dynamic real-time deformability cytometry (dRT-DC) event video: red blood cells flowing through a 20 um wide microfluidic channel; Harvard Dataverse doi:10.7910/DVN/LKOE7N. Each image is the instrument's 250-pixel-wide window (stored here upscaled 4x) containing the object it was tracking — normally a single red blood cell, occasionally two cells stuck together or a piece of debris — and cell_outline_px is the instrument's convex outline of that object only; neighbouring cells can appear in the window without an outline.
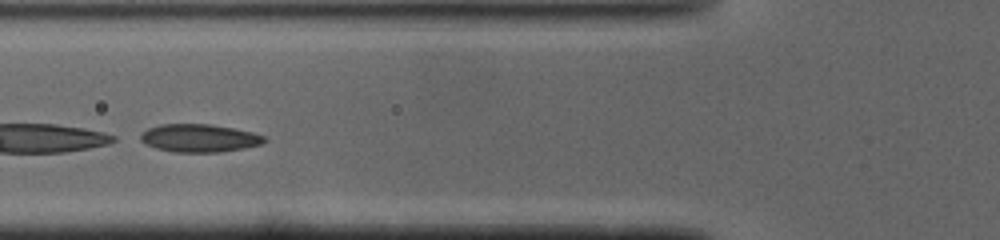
{"species": "common noctule bat (a hibernating species)", "species_latin": "Nyctalus noctula", "temperature_condition": "cold", "stored_images_in_passage": 43, "camera_frame_rate_fps": 3000, "um_per_image_px": 0.085, "animal": {"sex": "male", "body_mass_g": 19.0, "forearm_length_mm": 50.8}, "frame": {"image": 1, "passage_image": 14, "time_ms": 4.333, "image_size_px": [1000, 240], "cell_outline_px": [[268, 140], [260, 144], [244, 148], [220, 152], [172, 152], [156, 148], [140, 140], [140, 136], [148, 128], [160, 124], [212, 124], [252, 132], [264, 136]], "centroid_in_image_um": [16.95, 11.74], "position_along_channel_um": 108.9, "area_um2": 20.06}}
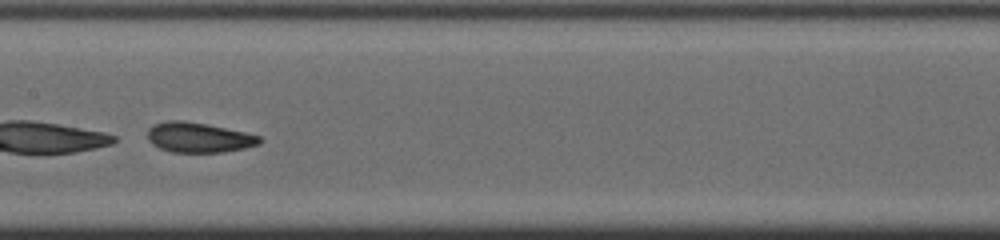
{"frame": {"image": 2, "passage_image": 20, "time_ms": 6.333, "image_size_px": [1000, 240], "cell_outline_px": [[264, 140], [260, 144], [244, 148], [224, 152], [172, 152], [160, 148], [152, 144], [148, 140], [148, 128], [152, 124], [168, 120], [184, 120], [244, 132], [260, 136]], "centroid_in_image_um": [16.87, 11.68], "position_along_channel_um": 190.5, "area_um2": 19.59}}
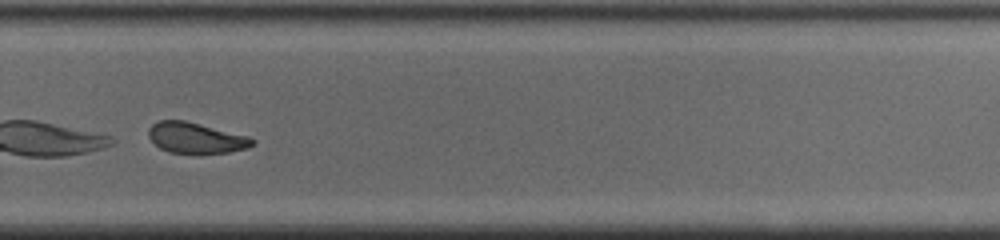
{"frame": {"image": 3, "passage_image": 29, "time_ms": 9.333, "image_size_px": [1000, 240], "cell_outline_px": [[256, 144], [248, 148], [228, 152], [200, 156], [168, 152], [160, 148], [148, 136], [148, 128], [152, 124], [160, 120], [184, 120], [248, 136], [256, 140]], "centroid_in_image_um": [16.67, 11.76], "position_along_channel_um": 313.1, "area_um2": 19.19}, "authors_computed_cell_mechanics": {"area_um2": 20.808, "velocity_mm_per_s": 4.0921, "shape_relaxation_time_tau1_ms": 11.3735, "shape_relaxation_time_tau2_ms": 1.7281, "deformation_change_tau1": 0.2075, "deformation_change_tau2": 0.0761}}